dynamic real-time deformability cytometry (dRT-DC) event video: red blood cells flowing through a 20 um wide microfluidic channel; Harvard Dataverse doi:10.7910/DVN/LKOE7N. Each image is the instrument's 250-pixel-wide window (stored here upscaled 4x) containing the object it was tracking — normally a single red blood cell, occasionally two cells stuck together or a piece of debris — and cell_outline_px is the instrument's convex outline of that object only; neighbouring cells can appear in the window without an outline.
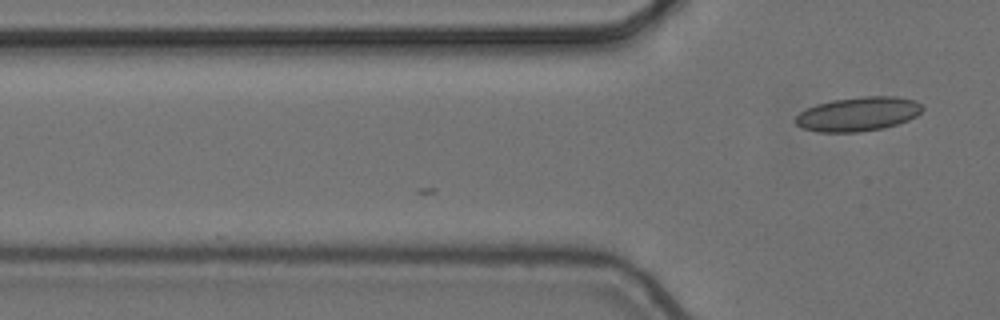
{"species": "common noctule bat (a hibernating species)", "species_latin": "Nyctalus noctula", "temperature_condition": "cold", "stored_images_in_passage": 3, "camera_frame_rate_fps": 3000, "um_per_image_px": 0.085, "animal": {"sex": "female", "body_mass_g": 24.6, "forearm_length_mm": 56.2}, "frame": {"image": 1, "passage_image": 3, "time_ms": 0.667, "image_size_px": [1000, 320], "cell_outline_px": [[924, 108], [916, 116], [908, 120], [884, 128], [860, 132], [816, 132], [800, 128], [792, 120], [800, 112], [816, 104], [832, 100], [860, 96], [892, 96], [912, 100], [920, 104]], "centroid_in_image_um": [72.88, 9.7], "position_along_channel_um": 52.9, "area_um2": 25.37}}